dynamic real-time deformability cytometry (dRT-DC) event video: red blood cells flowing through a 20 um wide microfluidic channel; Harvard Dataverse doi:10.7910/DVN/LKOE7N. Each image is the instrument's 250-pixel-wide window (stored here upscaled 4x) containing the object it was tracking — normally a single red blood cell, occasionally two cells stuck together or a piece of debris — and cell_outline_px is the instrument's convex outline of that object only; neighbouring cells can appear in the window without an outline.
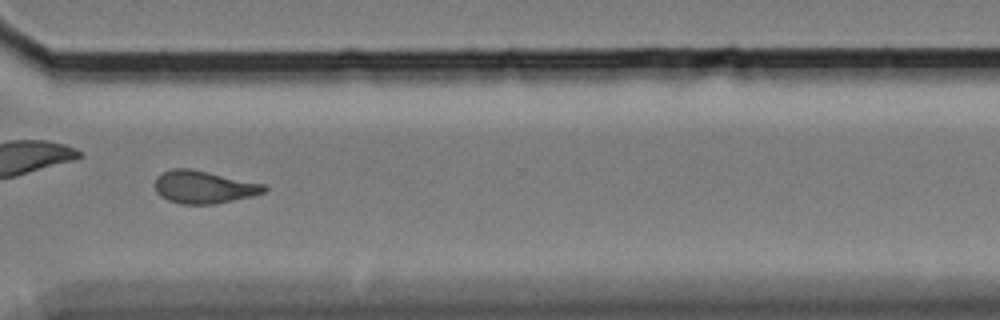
{"species": "Egyptian fruit bat (a non-hibernating species)", "species_latin": "Rousettus aegyptiacus", "temperature_condition": "cold", "stored_images_in_passage": 55, "camera_frame_rate_fps": 3000, "um_per_image_px": 0.085, "animal": {"sex": "female"}, "frame": {"image": 1, "passage_image": 40, "time_ms": 13.0, "image_size_px": [1000, 320], "cell_outline_px": [[268, 188], [264, 192], [252, 196], [212, 204], [180, 204], [168, 200], [160, 196], [156, 192], [156, 176], [172, 168], [192, 168], [264, 184]], "centroid_in_image_um": [17.3, 15.89], "position_along_channel_um": 353.3, "area_um2": 20.75}, "authors_computed_cell_mechanics": {"area_um2": 20.5768, "velocity_mm_per_s": 3.3223, "shape_relaxation_time_tau1_ms": null, "shape_relaxation_time_tau2_ms": 3.6892, "deformation_change_tau1": null, "deformation_change_tau2": 0.099}}